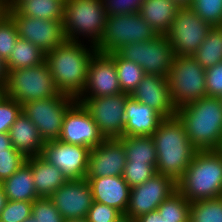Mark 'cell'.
Instances as JSON below:
<instances>
[{"mask_svg":"<svg viewBox=\"0 0 222 222\" xmlns=\"http://www.w3.org/2000/svg\"><path fill=\"white\" fill-rule=\"evenodd\" d=\"M21 0H6V8H14Z\"/></svg>","mask_w":222,"mask_h":222,"instance_id":"obj_49","label":"cell"},{"mask_svg":"<svg viewBox=\"0 0 222 222\" xmlns=\"http://www.w3.org/2000/svg\"><path fill=\"white\" fill-rule=\"evenodd\" d=\"M49 198L64 220L87 218L93 203L92 189L86 178L68 180Z\"/></svg>","mask_w":222,"mask_h":222,"instance_id":"obj_18","label":"cell"},{"mask_svg":"<svg viewBox=\"0 0 222 222\" xmlns=\"http://www.w3.org/2000/svg\"><path fill=\"white\" fill-rule=\"evenodd\" d=\"M158 35L139 12L111 15L106 18L104 33L96 49L110 54L126 44L149 41Z\"/></svg>","mask_w":222,"mask_h":222,"instance_id":"obj_8","label":"cell"},{"mask_svg":"<svg viewBox=\"0 0 222 222\" xmlns=\"http://www.w3.org/2000/svg\"><path fill=\"white\" fill-rule=\"evenodd\" d=\"M83 43V44H82ZM84 42L66 40L63 44L45 53V62L49 67L57 90L77 99L83 92L95 46Z\"/></svg>","mask_w":222,"mask_h":222,"instance_id":"obj_1","label":"cell"},{"mask_svg":"<svg viewBox=\"0 0 222 222\" xmlns=\"http://www.w3.org/2000/svg\"><path fill=\"white\" fill-rule=\"evenodd\" d=\"M176 191L177 181L174 178L156 173L143 184L131 188L124 215L136 220L142 215L157 211L158 206Z\"/></svg>","mask_w":222,"mask_h":222,"instance_id":"obj_13","label":"cell"},{"mask_svg":"<svg viewBox=\"0 0 222 222\" xmlns=\"http://www.w3.org/2000/svg\"><path fill=\"white\" fill-rule=\"evenodd\" d=\"M206 69L192 56H176L167 77L176 109L207 96Z\"/></svg>","mask_w":222,"mask_h":222,"instance_id":"obj_6","label":"cell"},{"mask_svg":"<svg viewBox=\"0 0 222 222\" xmlns=\"http://www.w3.org/2000/svg\"><path fill=\"white\" fill-rule=\"evenodd\" d=\"M192 57L204 68L222 62V27L214 26Z\"/></svg>","mask_w":222,"mask_h":222,"instance_id":"obj_30","label":"cell"},{"mask_svg":"<svg viewBox=\"0 0 222 222\" xmlns=\"http://www.w3.org/2000/svg\"><path fill=\"white\" fill-rule=\"evenodd\" d=\"M31 212L32 202L8 200L0 213L1 222H23Z\"/></svg>","mask_w":222,"mask_h":222,"instance_id":"obj_39","label":"cell"},{"mask_svg":"<svg viewBox=\"0 0 222 222\" xmlns=\"http://www.w3.org/2000/svg\"><path fill=\"white\" fill-rule=\"evenodd\" d=\"M213 26L203 21L190 7L177 10L165 34L176 56H192Z\"/></svg>","mask_w":222,"mask_h":222,"instance_id":"obj_11","label":"cell"},{"mask_svg":"<svg viewBox=\"0 0 222 222\" xmlns=\"http://www.w3.org/2000/svg\"><path fill=\"white\" fill-rule=\"evenodd\" d=\"M126 161L123 139H104L100 145L90 149L86 177L122 176Z\"/></svg>","mask_w":222,"mask_h":222,"instance_id":"obj_19","label":"cell"},{"mask_svg":"<svg viewBox=\"0 0 222 222\" xmlns=\"http://www.w3.org/2000/svg\"><path fill=\"white\" fill-rule=\"evenodd\" d=\"M22 111V105L4 94L0 98V133H9L11 126Z\"/></svg>","mask_w":222,"mask_h":222,"instance_id":"obj_37","label":"cell"},{"mask_svg":"<svg viewBox=\"0 0 222 222\" xmlns=\"http://www.w3.org/2000/svg\"><path fill=\"white\" fill-rule=\"evenodd\" d=\"M1 185L8 200L33 202L40 198L36 193L31 167L26 162Z\"/></svg>","mask_w":222,"mask_h":222,"instance_id":"obj_26","label":"cell"},{"mask_svg":"<svg viewBox=\"0 0 222 222\" xmlns=\"http://www.w3.org/2000/svg\"><path fill=\"white\" fill-rule=\"evenodd\" d=\"M190 203L177 190L158 206L157 211L167 222H189Z\"/></svg>","mask_w":222,"mask_h":222,"instance_id":"obj_32","label":"cell"},{"mask_svg":"<svg viewBox=\"0 0 222 222\" xmlns=\"http://www.w3.org/2000/svg\"><path fill=\"white\" fill-rule=\"evenodd\" d=\"M6 12V9H0V17Z\"/></svg>","mask_w":222,"mask_h":222,"instance_id":"obj_55","label":"cell"},{"mask_svg":"<svg viewBox=\"0 0 222 222\" xmlns=\"http://www.w3.org/2000/svg\"><path fill=\"white\" fill-rule=\"evenodd\" d=\"M0 9H6V0H0Z\"/></svg>","mask_w":222,"mask_h":222,"instance_id":"obj_52","label":"cell"},{"mask_svg":"<svg viewBox=\"0 0 222 222\" xmlns=\"http://www.w3.org/2000/svg\"><path fill=\"white\" fill-rule=\"evenodd\" d=\"M156 173V163H126L122 177L133 188L143 184Z\"/></svg>","mask_w":222,"mask_h":222,"instance_id":"obj_36","label":"cell"},{"mask_svg":"<svg viewBox=\"0 0 222 222\" xmlns=\"http://www.w3.org/2000/svg\"><path fill=\"white\" fill-rule=\"evenodd\" d=\"M121 216L123 214L119 210L93 201L86 219L88 222H115Z\"/></svg>","mask_w":222,"mask_h":222,"instance_id":"obj_42","label":"cell"},{"mask_svg":"<svg viewBox=\"0 0 222 222\" xmlns=\"http://www.w3.org/2000/svg\"><path fill=\"white\" fill-rule=\"evenodd\" d=\"M31 215L38 222H63L64 219L50 198L40 197L32 202Z\"/></svg>","mask_w":222,"mask_h":222,"instance_id":"obj_38","label":"cell"},{"mask_svg":"<svg viewBox=\"0 0 222 222\" xmlns=\"http://www.w3.org/2000/svg\"><path fill=\"white\" fill-rule=\"evenodd\" d=\"M219 151L222 153V143H221V146L219 148Z\"/></svg>","mask_w":222,"mask_h":222,"instance_id":"obj_56","label":"cell"},{"mask_svg":"<svg viewBox=\"0 0 222 222\" xmlns=\"http://www.w3.org/2000/svg\"><path fill=\"white\" fill-rule=\"evenodd\" d=\"M152 137L157 152V173L177 181L198 151L189 141L182 121L177 115L164 118Z\"/></svg>","mask_w":222,"mask_h":222,"instance_id":"obj_3","label":"cell"},{"mask_svg":"<svg viewBox=\"0 0 222 222\" xmlns=\"http://www.w3.org/2000/svg\"><path fill=\"white\" fill-rule=\"evenodd\" d=\"M44 61L45 53L40 48L19 37L9 56V59L6 61V65L9 72L10 70H18L36 66Z\"/></svg>","mask_w":222,"mask_h":222,"instance_id":"obj_29","label":"cell"},{"mask_svg":"<svg viewBox=\"0 0 222 222\" xmlns=\"http://www.w3.org/2000/svg\"><path fill=\"white\" fill-rule=\"evenodd\" d=\"M90 149L58 140L46 142L41 156L60 169L67 180L86 178Z\"/></svg>","mask_w":222,"mask_h":222,"instance_id":"obj_15","label":"cell"},{"mask_svg":"<svg viewBox=\"0 0 222 222\" xmlns=\"http://www.w3.org/2000/svg\"><path fill=\"white\" fill-rule=\"evenodd\" d=\"M180 8L190 7L193 0H173Z\"/></svg>","mask_w":222,"mask_h":222,"instance_id":"obj_48","label":"cell"},{"mask_svg":"<svg viewBox=\"0 0 222 222\" xmlns=\"http://www.w3.org/2000/svg\"><path fill=\"white\" fill-rule=\"evenodd\" d=\"M145 0H102L107 16L140 12Z\"/></svg>","mask_w":222,"mask_h":222,"instance_id":"obj_41","label":"cell"},{"mask_svg":"<svg viewBox=\"0 0 222 222\" xmlns=\"http://www.w3.org/2000/svg\"><path fill=\"white\" fill-rule=\"evenodd\" d=\"M110 55L114 59L121 91L131 94L145 75L143 68L132 61L125 60L117 52Z\"/></svg>","mask_w":222,"mask_h":222,"instance_id":"obj_31","label":"cell"},{"mask_svg":"<svg viewBox=\"0 0 222 222\" xmlns=\"http://www.w3.org/2000/svg\"><path fill=\"white\" fill-rule=\"evenodd\" d=\"M189 222H222V196L191 202Z\"/></svg>","mask_w":222,"mask_h":222,"instance_id":"obj_33","label":"cell"},{"mask_svg":"<svg viewBox=\"0 0 222 222\" xmlns=\"http://www.w3.org/2000/svg\"><path fill=\"white\" fill-rule=\"evenodd\" d=\"M76 101L74 97L59 93L55 97L22 104V112L33 122L46 143L60 138L65 113Z\"/></svg>","mask_w":222,"mask_h":222,"instance_id":"obj_9","label":"cell"},{"mask_svg":"<svg viewBox=\"0 0 222 222\" xmlns=\"http://www.w3.org/2000/svg\"><path fill=\"white\" fill-rule=\"evenodd\" d=\"M121 91L114 59L110 54L96 51L88 67L87 82L78 98L116 95Z\"/></svg>","mask_w":222,"mask_h":222,"instance_id":"obj_17","label":"cell"},{"mask_svg":"<svg viewBox=\"0 0 222 222\" xmlns=\"http://www.w3.org/2000/svg\"><path fill=\"white\" fill-rule=\"evenodd\" d=\"M126 163H156L157 152L152 136H122Z\"/></svg>","mask_w":222,"mask_h":222,"instance_id":"obj_28","label":"cell"},{"mask_svg":"<svg viewBox=\"0 0 222 222\" xmlns=\"http://www.w3.org/2000/svg\"><path fill=\"white\" fill-rule=\"evenodd\" d=\"M13 18L21 39L27 40L47 53L63 44L67 39L63 29V21L43 20L20 15L14 8H6Z\"/></svg>","mask_w":222,"mask_h":222,"instance_id":"obj_14","label":"cell"},{"mask_svg":"<svg viewBox=\"0 0 222 222\" xmlns=\"http://www.w3.org/2000/svg\"><path fill=\"white\" fill-rule=\"evenodd\" d=\"M12 146L26 157L41 155L44 141L33 122L21 111L9 130Z\"/></svg>","mask_w":222,"mask_h":222,"instance_id":"obj_24","label":"cell"},{"mask_svg":"<svg viewBox=\"0 0 222 222\" xmlns=\"http://www.w3.org/2000/svg\"><path fill=\"white\" fill-rule=\"evenodd\" d=\"M6 150H16L11 143L9 133H0V152H6Z\"/></svg>","mask_w":222,"mask_h":222,"instance_id":"obj_45","label":"cell"},{"mask_svg":"<svg viewBox=\"0 0 222 222\" xmlns=\"http://www.w3.org/2000/svg\"><path fill=\"white\" fill-rule=\"evenodd\" d=\"M179 8L173 0H145L139 13L158 34L165 35Z\"/></svg>","mask_w":222,"mask_h":222,"instance_id":"obj_25","label":"cell"},{"mask_svg":"<svg viewBox=\"0 0 222 222\" xmlns=\"http://www.w3.org/2000/svg\"><path fill=\"white\" fill-rule=\"evenodd\" d=\"M8 79V69L6 62L0 58V86L5 88Z\"/></svg>","mask_w":222,"mask_h":222,"instance_id":"obj_46","label":"cell"},{"mask_svg":"<svg viewBox=\"0 0 222 222\" xmlns=\"http://www.w3.org/2000/svg\"><path fill=\"white\" fill-rule=\"evenodd\" d=\"M63 222H88L86 218L67 219Z\"/></svg>","mask_w":222,"mask_h":222,"instance_id":"obj_51","label":"cell"},{"mask_svg":"<svg viewBox=\"0 0 222 222\" xmlns=\"http://www.w3.org/2000/svg\"><path fill=\"white\" fill-rule=\"evenodd\" d=\"M92 189L93 201L108 205L125 214L131 187L122 176L86 177Z\"/></svg>","mask_w":222,"mask_h":222,"instance_id":"obj_21","label":"cell"},{"mask_svg":"<svg viewBox=\"0 0 222 222\" xmlns=\"http://www.w3.org/2000/svg\"><path fill=\"white\" fill-rule=\"evenodd\" d=\"M4 91L21 105L55 97L60 93L45 61L29 68L10 70Z\"/></svg>","mask_w":222,"mask_h":222,"instance_id":"obj_7","label":"cell"},{"mask_svg":"<svg viewBox=\"0 0 222 222\" xmlns=\"http://www.w3.org/2000/svg\"><path fill=\"white\" fill-rule=\"evenodd\" d=\"M27 160V157L17 150L0 152V183L13 175Z\"/></svg>","mask_w":222,"mask_h":222,"instance_id":"obj_40","label":"cell"},{"mask_svg":"<svg viewBox=\"0 0 222 222\" xmlns=\"http://www.w3.org/2000/svg\"><path fill=\"white\" fill-rule=\"evenodd\" d=\"M117 53L125 60L140 65L145 74L167 78L175 54L166 35L159 34L152 40L126 44Z\"/></svg>","mask_w":222,"mask_h":222,"instance_id":"obj_10","label":"cell"},{"mask_svg":"<svg viewBox=\"0 0 222 222\" xmlns=\"http://www.w3.org/2000/svg\"><path fill=\"white\" fill-rule=\"evenodd\" d=\"M23 222H38V220H35L34 218H33V216L31 215L29 218H27L25 221H23Z\"/></svg>","mask_w":222,"mask_h":222,"instance_id":"obj_53","label":"cell"},{"mask_svg":"<svg viewBox=\"0 0 222 222\" xmlns=\"http://www.w3.org/2000/svg\"><path fill=\"white\" fill-rule=\"evenodd\" d=\"M135 222H167L165 219L160 217L158 211H153L145 215L140 216Z\"/></svg>","mask_w":222,"mask_h":222,"instance_id":"obj_44","label":"cell"},{"mask_svg":"<svg viewBox=\"0 0 222 222\" xmlns=\"http://www.w3.org/2000/svg\"><path fill=\"white\" fill-rule=\"evenodd\" d=\"M190 8L213 27L222 26V0H193Z\"/></svg>","mask_w":222,"mask_h":222,"instance_id":"obj_35","label":"cell"},{"mask_svg":"<svg viewBox=\"0 0 222 222\" xmlns=\"http://www.w3.org/2000/svg\"><path fill=\"white\" fill-rule=\"evenodd\" d=\"M164 117L129 96L125 104L124 136H152Z\"/></svg>","mask_w":222,"mask_h":222,"instance_id":"obj_22","label":"cell"},{"mask_svg":"<svg viewBox=\"0 0 222 222\" xmlns=\"http://www.w3.org/2000/svg\"><path fill=\"white\" fill-rule=\"evenodd\" d=\"M18 38V29L15 21L5 12L0 17V58L5 62L9 59Z\"/></svg>","mask_w":222,"mask_h":222,"instance_id":"obj_34","label":"cell"},{"mask_svg":"<svg viewBox=\"0 0 222 222\" xmlns=\"http://www.w3.org/2000/svg\"><path fill=\"white\" fill-rule=\"evenodd\" d=\"M128 93L94 98H77L96 123L104 139L124 136L125 104Z\"/></svg>","mask_w":222,"mask_h":222,"instance_id":"obj_12","label":"cell"},{"mask_svg":"<svg viewBox=\"0 0 222 222\" xmlns=\"http://www.w3.org/2000/svg\"><path fill=\"white\" fill-rule=\"evenodd\" d=\"M60 141L93 149L104 137L84 106L76 101L65 113Z\"/></svg>","mask_w":222,"mask_h":222,"instance_id":"obj_16","label":"cell"},{"mask_svg":"<svg viewBox=\"0 0 222 222\" xmlns=\"http://www.w3.org/2000/svg\"><path fill=\"white\" fill-rule=\"evenodd\" d=\"M130 96L153 108L164 118L176 115L177 109L172 102L168 79L165 77L145 74Z\"/></svg>","mask_w":222,"mask_h":222,"instance_id":"obj_20","label":"cell"},{"mask_svg":"<svg viewBox=\"0 0 222 222\" xmlns=\"http://www.w3.org/2000/svg\"><path fill=\"white\" fill-rule=\"evenodd\" d=\"M207 96L222 97V62L206 69Z\"/></svg>","mask_w":222,"mask_h":222,"instance_id":"obj_43","label":"cell"},{"mask_svg":"<svg viewBox=\"0 0 222 222\" xmlns=\"http://www.w3.org/2000/svg\"><path fill=\"white\" fill-rule=\"evenodd\" d=\"M107 14L102 0H65L63 29L71 42L88 37L90 45L97 46L103 36Z\"/></svg>","mask_w":222,"mask_h":222,"instance_id":"obj_5","label":"cell"},{"mask_svg":"<svg viewBox=\"0 0 222 222\" xmlns=\"http://www.w3.org/2000/svg\"><path fill=\"white\" fill-rule=\"evenodd\" d=\"M5 94L4 87L0 86V98Z\"/></svg>","mask_w":222,"mask_h":222,"instance_id":"obj_54","label":"cell"},{"mask_svg":"<svg viewBox=\"0 0 222 222\" xmlns=\"http://www.w3.org/2000/svg\"><path fill=\"white\" fill-rule=\"evenodd\" d=\"M26 163L31 167L36 193L39 197L49 198L68 181L60 169L41 155L27 157Z\"/></svg>","mask_w":222,"mask_h":222,"instance_id":"obj_23","label":"cell"},{"mask_svg":"<svg viewBox=\"0 0 222 222\" xmlns=\"http://www.w3.org/2000/svg\"><path fill=\"white\" fill-rule=\"evenodd\" d=\"M65 0H21L14 9L20 15L63 21Z\"/></svg>","mask_w":222,"mask_h":222,"instance_id":"obj_27","label":"cell"},{"mask_svg":"<svg viewBox=\"0 0 222 222\" xmlns=\"http://www.w3.org/2000/svg\"><path fill=\"white\" fill-rule=\"evenodd\" d=\"M115 222H135V220L129 218L126 215H123L118 220H116Z\"/></svg>","mask_w":222,"mask_h":222,"instance_id":"obj_50","label":"cell"},{"mask_svg":"<svg viewBox=\"0 0 222 222\" xmlns=\"http://www.w3.org/2000/svg\"><path fill=\"white\" fill-rule=\"evenodd\" d=\"M7 201H8L7 195L4 193L3 187L0 183V213L2 209L5 207Z\"/></svg>","mask_w":222,"mask_h":222,"instance_id":"obj_47","label":"cell"},{"mask_svg":"<svg viewBox=\"0 0 222 222\" xmlns=\"http://www.w3.org/2000/svg\"><path fill=\"white\" fill-rule=\"evenodd\" d=\"M176 115L198 151L219 150L222 143L221 98L202 97L177 109Z\"/></svg>","mask_w":222,"mask_h":222,"instance_id":"obj_2","label":"cell"},{"mask_svg":"<svg viewBox=\"0 0 222 222\" xmlns=\"http://www.w3.org/2000/svg\"><path fill=\"white\" fill-rule=\"evenodd\" d=\"M177 190L190 202L222 196V153L197 151L185 173L177 180Z\"/></svg>","mask_w":222,"mask_h":222,"instance_id":"obj_4","label":"cell"}]
</instances>
